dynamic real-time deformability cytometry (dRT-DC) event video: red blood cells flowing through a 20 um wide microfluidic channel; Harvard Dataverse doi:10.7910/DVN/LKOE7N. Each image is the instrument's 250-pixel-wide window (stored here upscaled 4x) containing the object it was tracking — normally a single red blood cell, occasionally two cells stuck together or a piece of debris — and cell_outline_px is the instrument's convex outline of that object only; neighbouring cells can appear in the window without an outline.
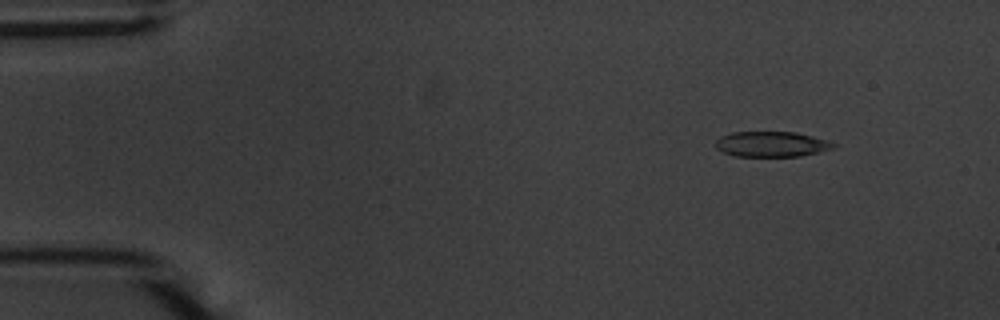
{"species": "common noctule bat (a hibernating species)", "species_latin": "Nyctalus noctula", "temperature_condition": "warm", "stored_images_in_passage": 50, "camera_frame_rate_fps": 3000, "um_per_image_px": 0.085, "animal": {"sex": "male", "body_mass_g": 20.1, "forearm_length_mm": 53.5}, "frame": {"image": 1, "passage_image": 1, "time_ms": 0.0, "image_size_px": [1000, 320], "cell_outline_px": [[840, 144], [832, 148], [800, 156], [736, 156], [724, 152], [716, 148], [716, 140], [720, 136], [732, 132], [796, 132], [828, 140]], "centroid_in_image_um": [65.59, 12.24], "position_along_channel_um": 19.4, "area_um2": 17.34}}
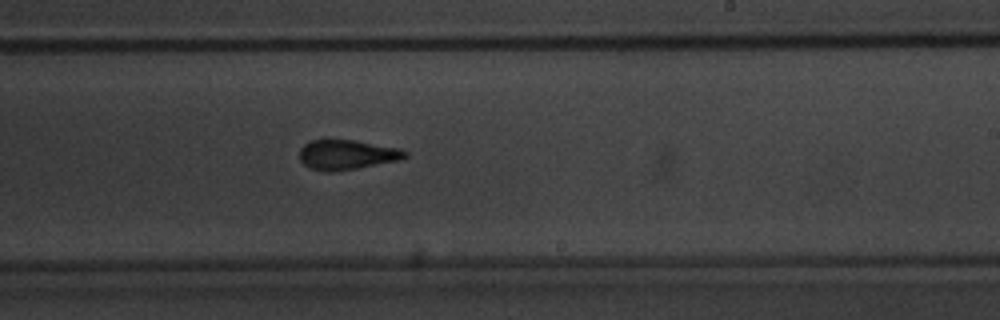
{"frame": {"image": 2, "passage_image": 28, "time_ms": 9.0, "image_size_px": [1000, 320], "cell_outline_px": [[408, 156], [400, 160], [336, 172], [324, 172], [312, 168], [304, 164], [300, 160], [300, 148], [304, 144], [312, 140], [324, 136], [328, 136], [404, 148], [408, 152]], "centroid_in_image_um": [29.49, 13.1], "position_along_channel_um": 259.5, "area_um2": 19.19}}
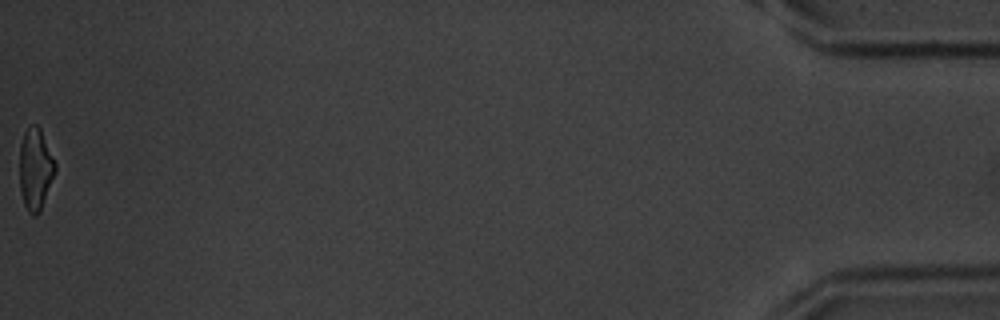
{"frame": {"image": 3, "passage_image": 50, "time_ms": 16.333, "image_size_px": [1000, 320], "cell_outline_px": [[56, 172], [40, 212], [36, 216], [32, 216], [28, 212], [24, 204], [20, 192], [20, 144], [24, 132], [32, 124], [36, 124], [40, 128], [56, 164]], "centroid_in_image_um": [3.01, 14.4], "position_along_channel_um": 432.2, "area_um2": 17.05}, "authors_computed_cell_mechanics": {"area_um2": 18.4382, "velocity_mm_per_s": 3.6771, "shape_relaxation_time_tau1_ms": 5.0524, "shape_relaxation_time_tau2_ms": 2.4554, "deformation_change_tau1": 0.1656, "deformation_change_tau2": 0.1134}}